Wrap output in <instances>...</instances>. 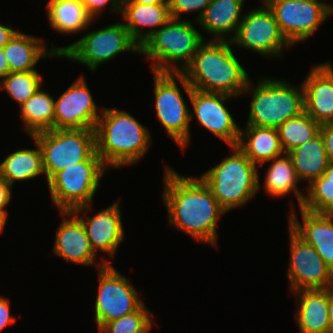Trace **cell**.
<instances>
[{"label": "cell", "instance_id": "obj_4", "mask_svg": "<svg viewBox=\"0 0 333 333\" xmlns=\"http://www.w3.org/2000/svg\"><path fill=\"white\" fill-rule=\"evenodd\" d=\"M229 148L233 151L231 155L200 176L226 212L245 206L262 186L259 167L237 146Z\"/></svg>", "mask_w": 333, "mask_h": 333}, {"label": "cell", "instance_id": "obj_39", "mask_svg": "<svg viewBox=\"0 0 333 333\" xmlns=\"http://www.w3.org/2000/svg\"><path fill=\"white\" fill-rule=\"evenodd\" d=\"M13 187L0 176V210H7L6 207L12 198Z\"/></svg>", "mask_w": 333, "mask_h": 333}, {"label": "cell", "instance_id": "obj_45", "mask_svg": "<svg viewBox=\"0 0 333 333\" xmlns=\"http://www.w3.org/2000/svg\"><path fill=\"white\" fill-rule=\"evenodd\" d=\"M323 176L326 178V183H333V164H328Z\"/></svg>", "mask_w": 333, "mask_h": 333}, {"label": "cell", "instance_id": "obj_11", "mask_svg": "<svg viewBox=\"0 0 333 333\" xmlns=\"http://www.w3.org/2000/svg\"><path fill=\"white\" fill-rule=\"evenodd\" d=\"M271 9L279 29L292 45L304 42L333 14L322 0H262Z\"/></svg>", "mask_w": 333, "mask_h": 333}, {"label": "cell", "instance_id": "obj_31", "mask_svg": "<svg viewBox=\"0 0 333 333\" xmlns=\"http://www.w3.org/2000/svg\"><path fill=\"white\" fill-rule=\"evenodd\" d=\"M320 127L321 124L305 111L285 121L277 128L284 153H288L316 137L320 132Z\"/></svg>", "mask_w": 333, "mask_h": 333}, {"label": "cell", "instance_id": "obj_32", "mask_svg": "<svg viewBox=\"0 0 333 333\" xmlns=\"http://www.w3.org/2000/svg\"><path fill=\"white\" fill-rule=\"evenodd\" d=\"M42 82L38 71L10 72L0 81V90L6 91L20 106L43 86Z\"/></svg>", "mask_w": 333, "mask_h": 333}, {"label": "cell", "instance_id": "obj_38", "mask_svg": "<svg viewBox=\"0 0 333 333\" xmlns=\"http://www.w3.org/2000/svg\"><path fill=\"white\" fill-rule=\"evenodd\" d=\"M329 163L333 164V127L328 123L321 124L320 132Z\"/></svg>", "mask_w": 333, "mask_h": 333}, {"label": "cell", "instance_id": "obj_25", "mask_svg": "<svg viewBox=\"0 0 333 333\" xmlns=\"http://www.w3.org/2000/svg\"><path fill=\"white\" fill-rule=\"evenodd\" d=\"M236 146L259 167L284 153L277 128L245 125Z\"/></svg>", "mask_w": 333, "mask_h": 333}, {"label": "cell", "instance_id": "obj_12", "mask_svg": "<svg viewBox=\"0 0 333 333\" xmlns=\"http://www.w3.org/2000/svg\"><path fill=\"white\" fill-rule=\"evenodd\" d=\"M98 275L94 319L99 331L106 323L137 311L144 303L130 280L112 264L99 268Z\"/></svg>", "mask_w": 333, "mask_h": 333}, {"label": "cell", "instance_id": "obj_8", "mask_svg": "<svg viewBox=\"0 0 333 333\" xmlns=\"http://www.w3.org/2000/svg\"><path fill=\"white\" fill-rule=\"evenodd\" d=\"M107 169L95 152L88 160L57 172L47 182L53 205L59 212L91 205Z\"/></svg>", "mask_w": 333, "mask_h": 333}, {"label": "cell", "instance_id": "obj_21", "mask_svg": "<svg viewBox=\"0 0 333 333\" xmlns=\"http://www.w3.org/2000/svg\"><path fill=\"white\" fill-rule=\"evenodd\" d=\"M244 4L245 0H211L196 24L213 36L212 40L231 41L243 18Z\"/></svg>", "mask_w": 333, "mask_h": 333}, {"label": "cell", "instance_id": "obj_18", "mask_svg": "<svg viewBox=\"0 0 333 333\" xmlns=\"http://www.w3.org/2000/svg\"><path fill=\"white\" fill-rule=\"evenodd\" d=\"M59 213L63 216V220L56 230L52 249L54 255L66 260V262L89 267L95 266L96 269L111 264L104 258L100 262L96 261V254L91 248L84 226L71 211Z\"/></svg>", "mask_w": 333, "mask_h": 333}, {"label": "cell", "instance_id": "obj_15", "mask_svg": "<svg viewBox=\"0 0 333 333\" xmlns=\"http://www.w3.org/2000/svg\"><path fill=\"white\" fill-rule=\"evenodd\" d=\"M290 258L286 277L293 292L333 286V272L316 250L289 226Z\"/></svg>", "mask_w": 333, "mask_h": 333}, {"label": "cell", "instance_id": "obj_34", "mask_svg": "<svg viewBox=\"0 0 333 333\" xmlns=\"http://www.w3.org/2000/svg\"><path fill=\"white\" fill-rule=\"evenodd\" d=\"M302 209L316 214H333V183L322 175L307 186Z\"/></svg>", "mask_w": 333, "mask_h": 333}, {"label": "cell", "instance_id": "obj_41", "mask_svg": "<svg viewBox=\"0 0 333 333\" xmlns=\"http://www.w3.org/2000/svg\"><path fill=\"white\" fill-rule=\"evenodd\" d=\"M10 73L3 48H0V81Z\"/></svg>", "mask_w": 333, "mask_h": 333}, {"label": "cell", "instance_id": "obj_42", "mask_svg": "<svg viewBox=\"0 0 333 333\" xmlns=\"http://www.w3.org/2000/svg\"><path fill=\"white\" fill-rule=\"evenodd\" d=\"M328 314L330 331H333V286L328 287Z\"/></svg>", "mask_w": 333, "mask_h": 333}, {"label": "cell", "instance_id": "obj_9", "mask_svg": "<svg viewBox=\"0 0 333 333\" xmlns=\"http://www.w3.org/2000/svg\"><path fill=\"white\" fill-rule=\"evenodd\" d=\"M38 143L48 182L57 172L88 160L96 152L95 129H49L30 136Z\"/></svg>", "mask_w": 333, "mask_h": 333}, {"label": "cell", "instance_id": "obj_10", "mask_svg": "<svg viewBox=\"0 0 333 333\" xmlns=\"http://www.w3.org/2000/svg\"><path fill=\"white\" fill-rule=\"evenodd\" d=\"M154 94L156 116L168 135L181 150L190 143V112L181 89L179 88V72H155ZM177 80V81H176Z\"/></svg>", "mask_w": 333, "mask_h": 333}, {"label": "cell", "instance_id": "obj_44", "mask_svg": "<svg viewBox=\"0 0 333 333\" xmlns=\"http://www.w3.org/2000/svg\"><path fill=\"white\" fill-rule=\"evenodd\" d=\"M8 220L7 210H0V233L5 230V226Z\"/></svg>", "mask_w": 333, "mask_h": 333}, {"label": "cell", "instance_id": "obj_30", "mask_svg": "<svg viewBox=\"0 0 333 333\" xmlns=\"http://www.w3.org/2000/svg\"><path fill=\"white\" fill-rule=\"evenodd\" d=\"M42 90L41 86L34 95L19 106V116L24 124L22 129L28 136L54 129L55 99L47 91Z\"/></svg>", "mask_w": 333, "mask_h": 333}, {"label": "cell", "instance_id": "obj_13", "mask_svg": "<svg viewBox=\"0 0 333 333\" xmlns=\"http://www.w3.org/2000/svg\"><path fill=\"white\" fill-rule=\"evenodd\" d=\"M179 83L192 105L193 113L190 112V121L195 115L194 117H196L198 123L213 136L224 141V143L226 142L229 147L236 146L240 127L225 105L227 100L236 97L225 93L203 92L192 89L181 72L179 73Z\"/></svg>", "mask_w": 333, "mask_h": 333}, {"label": "cell", "instance_id": "obj_6", "mask_svg": "<svg viewBox=\"0 0 333 333\" xmlns=\"http://www.w3.org/2000/svg\"><path fill=\"white\" fill-rule=\"evenodd\" d=\"M204 39L192 21L171 18L140 46V54L153 61L152 71L180 73Z\"/></svg>", "mask_w": 333, "mask_h": 333}, {"label": "cell", "instance_id": "obj_26", "mask_svg": "<svg viewBox=\"0 0 333 333\" xmlns=\"http://www.w3.org/2000/svg\"><path fill=\"white\" fill-rule=\"evenodd\" d=\"M267 162L270 166L265 173L264 188L268 196L281 198L293 191L298 207L301 208L305 194L298 188L301 181L297 177L290 155L283 153L282 157L280 155Z\"/></svg>", "mask_w": 333, "mask_h": 333}, {"label": "cell", "instance_id": "obj_16", "mask_svg": "<svg viewBox=\"0 0 333 333\" xmlns=\"http://www.w3.org/2000/svg\"><path fill=\"white\" fill-rule=\"evenodd\" d=\"M56 99L54 106V129L96 128L103 107L100 110L98 109L84 76H79Z\"/></svg>", "mask_w": 333, "mask_h": 333}, {"label": "cell", "instance_id": "obj_27", "mask_svg": "<svg viewBox=\"0 0 333 333\" xmlns=\"http://www.w3.org/2000/svg\"><path fill=\"white\" fill-rule=\"evenodd\" d=\"M46 16L52 30L60 34H76L88 29L92 20L80 0H48Z\"/></svg>", "mask_w": 333, "mask_h": 333}, {"label": "cell", "instance_id": "obj_2", "mask_svg": "<svg viewBox=\"0 0 333 333\" xmlns=\"http://www.w3.org/2000/svg\"><path fill=\"white\" fill-rule=\"evenodd\" d=\"M226 40H204L190 64L181 72L192 89L203 92L242 96L250 80Z\"/></svg>", "mask_w": 333, "mask_h": 333}, {"label": "cell", "instance_id": "obj_19", "mask_svg": "<svg viewBox=\"0 0 333 333\" xmlns=\"http://www.w3.org/2000/svg\"><path fill=\"white\" fill-rule=\"evenodd\" d=\"M302 82L304 111L320 124L333 118V66L327 61L311 67Z\"/></svg>", "mask_w": 333, "mask_h": 333}, {"label": "cell", "instance_id": "obj_23", "mask_svg": "<svg viewBox=\"0 0 333 333\" xmlns=\"http://www.w3.org/2000/svg\"><path fill=\"white\" fill-rule=\"evenodd\" d=\"M292 293L297 296L295 318L300 333L330 331L328 288L304 289Z\"/></svg>", "mask_w": 333, "mask_h": 333}, {"label": "cell", "instance_id": "obj_37", "mask_svg": "<svg viewBox=\"0 0 333 333\" xmlns=\"http://www.w3.org/2000/svg\"><path fill=\"white\" fill-rule=\"evenodd\" d=\"M10 300L5 296H0V333L7 327L16 322V317L11 311Z\"/></svg>", "mask_w": 333, "mask_h": 333}, {"label": "cell", "instance_id": "obj_14", "mask_svg": "<svg viewBox=\"0 0 333 333\" xmlns=\"http://www.w3.org/2000/svg\"><path fill=\"white\" fill-rule=\"evenodd\" d=\"M231 42L233 47L249 49L268 59L280 58L283 49L293 47L281 33L273 12L264 2L262 6L243 14L237 34Z\"/></svg>", "mask_w": 333, "mask_h": 333}, {"label": "cell", "instance_id": "obj_33", "mask_svg": "<svg viewBox=\"0 0 333 333\" xmlns=\"http://www.w3.org/2000/svg\"><path fill=\"white\" fill-rule=\"evenodd\" d=\"M153 312L143 304L137 311L106 323L99 333H150ZM153 320V321H152Z\"/></svg>", "mask_w": 333, "mask_h": 333}, {"label": "cell", "instance_id": "obj_7", "mask_svg": "<svg viewBox=\"0 0 333 333\" xmlns=\"http://www.w3.org/2000/svg\"><path fill=\"white\" fill-rule=\"evenodd\" d=\"M51 48L61 55V58L83 64L93 73L99 65L120 53L140 54V46L131 37L124 21L90 31L68 46Z\"/></svg>", "mask_w": 333, "mask_h": 333}, {"label": "cell", "instance_id": "obj_5", "mask_svg": "<svg viewBox=\"0 0 333 333\" xmlns=\"http://www.w3.org/2000/svg\"><path fill=\"white\" fill-rule=\"evenodd\" d=\"M250 79L242 95L250 94V112L245 125L278 128L304 111L303 85L263 76L255 85ZM253 85V86H252Z\"/></svg>", "mask_w": 333, "mask_h": 333}, {"label": "cell", "instance_id": "obj_20", "mask_svg": "<svg viewBox=\"0 0 333 333\" xmlns=\"http://www.w3.org/2000/svg\"><path fill=\"white\" fill-rule=\"evenodd\" d=\"M302 223L294 207L289 210L288 226L305 242L313 246L333 272V214H316L299 208Z\"/></svg>", "mask_w": 333, "mask_h": 333}, {"label": "cell", "instance_id": "obj_46", "mask_svg": "<svg viewBox=\"0 0 333 333\" xmlns=\"http://www.w3.org/2000/svg\"><path fill=\"white\" fill-rule=\"evenodd\" d=\"M328 124L333 127V118L330 120Z\"/></svg>", "mask_w": 333, "mask_h": 333}, {"label": "cell", "instance_id": "obj_24", "mask_svg": "<svg viewBox=\"0 0 333 333\" xmlns=\"http://www.w3.org/2000/svg\"><path fill=\"white\" fill-rule=\"evenodd\" d=\"M10 72L38 71L35 66L42 58L59 57L52 48L47 49L43 38L18 31L3 47Z\"/></svg>", "mask_w": 333, "mask_h": 333}, {"label": "cell", "instance_id": "obj_17", "mask_svg": "<svg viewBox=\"0 0 333 333\" xmlns=\"http://www.w3.org/2000/svg\"><path fill=\"white\" fill-rule=\"evenodd\" d=\"M120 201L102 209L94 215H88L92 211V204L82 206L71 211L82 223L95 254L98 251L114 257L120 244L124 242L125 232L122 223ZM83 214V215H80Z\"/></svg>", "mask_w": 333, "mask_h": 333}, {"label": "cell", "instance_id": "obj_40", "mask_svg": "<svg viewBox=\"0 0 333 333\" xmlns=\"http://www.w3.org/2000/svg\"><path fill=\"white\" fill-rule=\"evenodd\" d=\"M18 31L7 26L0 24V48H3L17 33Z\"/></svg>", "mask_w": 333, "mask_h": 333}, {"label": "cell", "instance_id": "obj_36", "mask_svg": "<svg viewBox=\"0 0 333 333\" xmlns=\"http://www.w3.org/2000/svg\"><path fill=\"white\" fill-rule=\"evenodd\" d=\"M87 15L92 19L99 17L106 6H111V11L121 15L123 0H80Z\"/></svg>", "mask_w": 333, "mask_h": 333}, {"label": "cell", "instance_id": "obj_3", "mask_svg": "<svg viewBox=\"0 0 333 333\" xmlns=\"http://www.w3.org/2000/svg\"><path fill=\"white\" fill-rule=\"evenodd\" d=\"M96 152L107 168L138 163L151 145L147 127L125 110L103 108L96 128Z\"/></svg>", "mask_w": 333, "mask_h": 333}, {"label": "cell", "instance_id": "obj_43", "mask_svg": "<svg viewBox=\"0 0 333 333\" xmlns=\"http://www.w3.org/2000/svg\"><path fill=\"white\" fill-rule=\"evenodd\" d=\"M123 2H133L138 4H169L168 0H123Z\"/></svg>", "mask_w": 333, "mask_h": 333}, {"label": "cell", "instance_id": "obj_28", "mask_svg": "<svg viewBox=\"0 0 333 333\" xmlns=\"http://www.w3.org/2000/svg\"><path fill=\"white\" fill-rule=\"evenodd\" d=\"M35 143L36 149L21 148L6 156L0 163V176H2L12 187L16 181H28L45 174L41 149Z\"/></svg>", "mask_w": 333, "mask_h": 333}, {"label": "cell", "instance_id": "obj_35", "mask_svg": "<svg viewBox=\"0 0 333 333\" xmlns=\"http://www.w3.org/2000/svg\"><path fill=\"white\" fill-rule=\"evenodd\" d=\"M210 1L211 0H168L171 17L173 19H181L182 14L198 12L195 19L197 21L206 10Z\"/></svg>", "mask_w": 333, "mask_h": 333}, {"label": "cell", "instance_id": "obj_22", "mask_svg": "<svg viewBox=\"0 0 333 333\" xmlns=\"http://www.w3.org/2000/svg\"><path fill=\"white\" fill-rule=\"evenodd\" d=\"M121 15L125 27L139 46L172 18L169 4L123 2Z\"/></svg>", "mask_w": 333, "mask_h": 333}, {"label": "cell", "instance_id": "obj_29", "mask_svg": "<svg viewBox=\"0 0 333 333\" xmlns=\"http://www.w3.org/2000/svg\"><path fill=\"white\" fill-rule=\"evenodd\" d=\"M298 179L308 181L310 184L314 179L320 178L329 164L323 139L319 133L305 144L288 152Z\"/></svg>", "mask_w": 333, "mask_h": 333}, {"label": "cell", "instance_id": "obj_1", "mask_svg": "<svg viewBox=\"0 0 333 333\" xmlns=\"http://www.w3.org/2000/svg\"><path fill=\"white\" fill-rule=\"evenodd\" d=\"M162 201L168 223L194 240L217 247L219 219L227 212L219 205L209 187L199 178L184 176L165 167Z\"/></svg>", "mask_w": 333, "mask_h": 333}]
</instances>
